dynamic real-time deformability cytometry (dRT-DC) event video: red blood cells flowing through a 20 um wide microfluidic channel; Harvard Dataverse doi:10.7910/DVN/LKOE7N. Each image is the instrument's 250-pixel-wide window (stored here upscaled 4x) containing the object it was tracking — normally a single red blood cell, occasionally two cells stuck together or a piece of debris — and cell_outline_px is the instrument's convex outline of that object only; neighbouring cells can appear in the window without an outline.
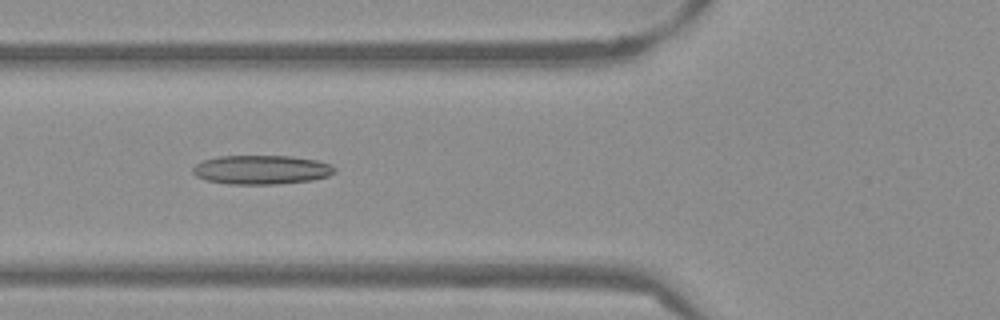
{"species": "Egyptian fruit bat (a non-hibernating species)", "species_latin": "Rousettus aegyptiacus", "temperature_condition": "warm", "stored_images_in_passage": 53, "camera_frame_rate_fps": 3000, "um_per_image_px": 0.085, "frame": {"image": 1, "passage_image": 20, "time_ms": 6.333, "image_size_px": [1000, 320], "cell_outline_px": [[336, 172], [328, 176], [312, 180], [276, 184], [228, 184], [204, 180], [196, 176], [192, 172], [192, 168], [196, 164], [204, 160], [220, 156], [292, 156], [316, 160], [332, 164], [336, 168]], "centroid_in_image_um": [22.23, 14.43], "position_along_channel_um": 103.6, "area_um2": 24.16}}
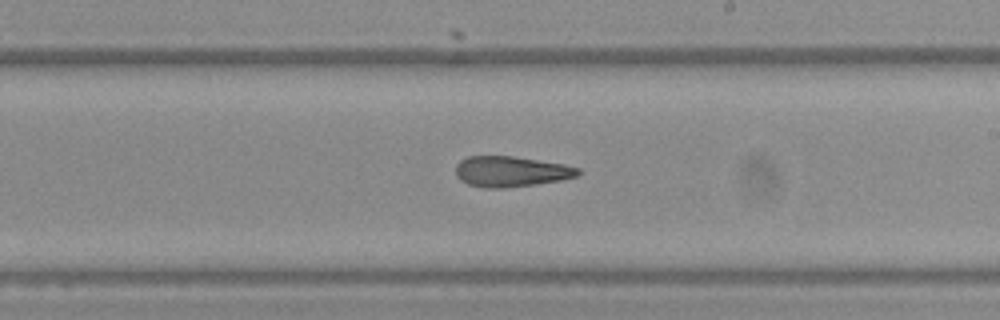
{"frame": {"image": 2, "passage_image": 31, "time_ms": 10.0, "image_size_px": [1000, 320], "cell_outline_px": [[580, 176], [560, 180], [504, 188], [484, 188], [468, 184], [460, 180], [456, 176], [456, 164], [460, 160], [468, 156], [512, 156], [564, 164], [580, 168]], "centroid_in_image_um": [43.42, 14.57], "position_along_channel_um": 245.6, "area_um2": 21.79}}
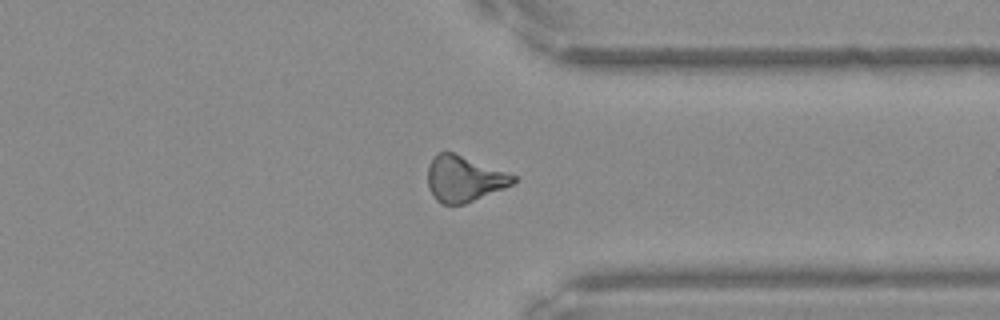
{"frame": {"image": 3, "passage_image": 41, "time_ms": 13.333, "image_size_px": [1000, 320], "cell_outline_px": [[520, 176], [512, 184], [504, 188], [464, 204], [440, 204], [432, 196], [428, 188], [428, 164], [440, 152], [452, 152]], "centroid_in_image_um": [39.46, 15.21], "position_along_channel_um": 371.9, "area_um2": 22.83}, "authors_computed_cell_mechanics": {"area_um2": 22.6576, "velocity_mm_per_s": 3.8585, "shape_relaxation_time_tau1_ms": null, "shape_relaxation_time_tau2_ms": 5.4219, "deformation_change_tau1": null, "deformation_change_tau2": 0.173}}